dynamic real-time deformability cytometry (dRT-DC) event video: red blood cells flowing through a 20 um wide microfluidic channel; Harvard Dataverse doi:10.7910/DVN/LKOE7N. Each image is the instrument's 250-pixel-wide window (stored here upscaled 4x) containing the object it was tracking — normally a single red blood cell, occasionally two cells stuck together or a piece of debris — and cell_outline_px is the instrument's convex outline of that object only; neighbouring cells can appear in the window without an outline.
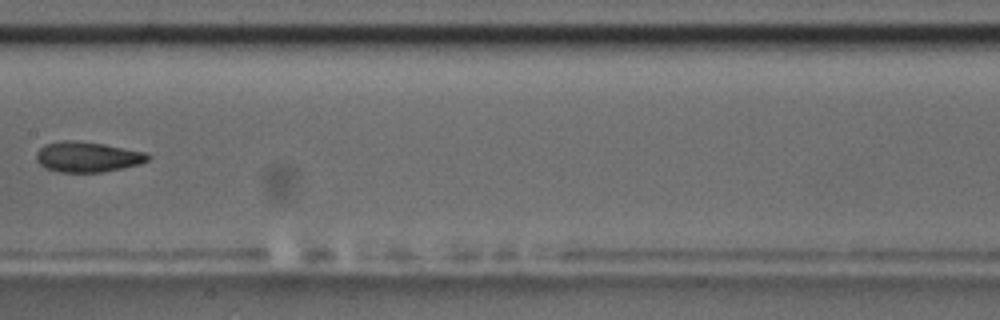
{"species": "common noctule bat (a hibernating species)", "species_latin": "Nyctalus noctula", "temperature_condition": "room temperature", "stored_images_in_passage": 14, "camera_frame_rate_fps": 3000, "um_per_image_px": 0.085, "animal": {"sex": "male", "body_mass_g": 17.5, "forearm_length_mm": 52.3}, "frame": {"image": 1, "passage_image": 7, "time_ms": 8.0, "image_size_px": [1000, 320], "cell_outline_px": [[152, 156], [148, 160], [140, 164], [100, 172], [60, 172], [44, 168], [36, 160], [36, 152], [44, 144], [64, 140], [76, 140], [104, 144], [148, 152]], "centroid_in_image_um": [7.44, 13.32], "position_along_channel_um": 200.0, "area_um2": 19.88}, "authors_computed_cell_mechanics": {"area_um2": 19.7676, "velocity_mm_per_s": 3.5215, "shape_relaxation_time_tau1_ms": 7.8052, "shape_relaxation_time_tau2_ms": null, "deformation_change_tau1": 0.1555, "deformation_change_tau2": null}}